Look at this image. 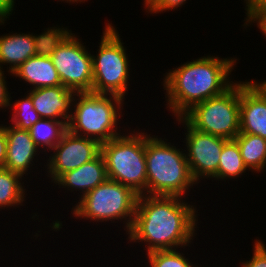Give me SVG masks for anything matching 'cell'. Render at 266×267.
<instances>
[{
  "label": "cell",
  "mask_w": 266,
  "mask_h": 267,
  "mask_svg": "<svg viewBox=\"0 0 266 267\" xmlns=\"http://www.w3.org/2000/svg\"><path fill=\"white\" fill-rule=\"evenodd\" d=\"M196 208L177 196L139 195L127 243L144 244L146 254L190 247L198 232Z\"/></svg>",
  "instance_id": "obj_1"
},
{
  "label": "cell",
  "mask_w": 266,
  "mask_h": 267,
  "mask_svg": "<svg viewBox=\"0 0 266 267\" xmlns=\"http://www.w3.org/2000/svg\"><path fill=\"white\" fill-rule=\"evenodd\" d=\"M238 59L207 55L168 70L162 81L166 109L182 117L195 104L223 94L235 83L230 75Z\"/></svg>",
  "instance_id": "obj_2"
},
{
  "label": "cell",
  "mask_w": 266,
  "mask_h": 267,
  "mask_svg": "<svg viewBox=\"0 0 266 267\" xmlns=\"http://www.w3.org/2000/svg\"><path fill=\"white\" fill-rule=\"evenodd\" d=\"M145 133L147 195L185 197L198 185L193 179L184 148H177L166 137Z\"/></svg>",
  "instance_id": "obj_3"
},
{
  "label": "cell",
  "mask_w": 266,
  "mask_h": 267,
  "mask_svg": "<svg viewBox=\"0 0 266 267\" xmlns=\"http://www.w3.org/2000/svg\"><path fill=\"white\" fill-rule=\"evenodd\" d=\"M124 104V99L116 95L76 92L67 130L100 144L107 142L123 134L118 121L123 117Z\"/></svg>",
  "instance_id": "obj_4"
},
{
  "label": "cell",
  "mask_w": 266,
  "mask_h": 267,
  "mask_svg": "<svg viewBox=\"0 0 266 267\" xmlns=\"http://www.w3.org/2000/svg\"><path fill=\"white\" fill-rule=\"evenodd\" d=\"M100 153L108 179L131 188L138 195H147L145 132L138 129L128 133L127 130L124 134L102 143Z\"/></svg>",
  "instance_id": "obj_5"
},
{
  "label": "cell",
  "mask_w": 266,
  "mask_h": 267,
  "mask_svg": "<svg viewBox=\"0 0 266 267\" xmlns=\"http://www.w3.org/2000/svg\"><path fill=\"white\" fill-rule=\"evenodd\" d=\"M131 188L111 179H106L96 188L77 200L71 209L72 217L97 223L120 221L128 233L134 219L138 199Z\"/></svg>",
  "instance_id": "obj_6"
},
{
  "label": "cell",
  "mask_w": 266,
  "mask_h": 267,
  "mask_svg": "<svg viewBox=\"0 0 266 267\" xmlns=\"http://www.w3.org/2000/svg\"><path fill=\"white\" fill-rule=\"evenodd\" d=\"M97 54H92V92L116 95L125 99L130 81L127 49L112 23L104 25ZM128 55V56H127ZM129 80V81H128Z\"/></svg>",
  "instance_id": "obj_7"
},
{
  "label": "cell",
  "mask_w": 266,
  "mask_h": 267,
  "mask_svg": "<svg viewBox=\"0 0 266 267\" xmlns=\"http://www.w3.org/2000/svg\"><path fill=\"white\" fill-rule=\"evenodd\" d=\"M182 117L198 131L235 139L240 133L239 81L223 94L195 104Z\"/></svg>",
  "instance_id": "obj_8"
},
{
  "label": "cell",
  "mask_w": 266,
  "mask_h": 267,
  "mask_svg": "<svg viewBox=\"0 0 266 267\" xmlns=\"http://www.w3.org/2000/svg\"><path fill=\"white\" fill-rule=\"evenodd\" d=\"M78 37L71 33L50 58L63 86L75 92H92V54Z\"/></svg>",
  "instance_id": "obj_9"
},
{
  "label": "cell",
  "mask_w": 266,
  "mask_h": 267,
  "mask_svg": "<svg viewBox=\"0 0 266 267\" xmlns=\"http://www.w3.org/2000/svg\"><path fill=\"white\" fill-rule=\"evenodd\" d=\"M176 123L185 130V156L190 172L197 184L211 179L218 171L221 151L227 139L194 129L183 117H176Z\"/></svg>",
  "instance_id": "obj_10"
},
{
  "label": "cell",
  "mask_w": 266,
  "mask_h": 267,
  "mask_svg": "<svg viewBox=\"0 0 266 267\" xmlns=\"http://www.w3.org/2000/svg\"><path fill=\"white\" fill-rule=\"evenodd\" d=\"M101 144L92 138L82 137L67 130L50 151L45 170L54 182L65 172L74 170L94 159L100 153ZM52 152V154H51Z\"/></svg>",
  "instance_id": "obj_11"
},
{
  "label": "cell",
  "mask_w": 266,
  "mask_h": 267,
  "mask_svg": "<svg viewBox=\"0 0 266 267\" xmlns=\"http://www.w3.org/2000/svg\"><path fill=\"white\" fill-rule=\"evenodd\" d=\"M240 133L266 140V92L255 81H239Z\"/></svg>",
  "instance_id": "obj_12"
},
{
  "label": "cell",
  "mask_w": 266,
  "mask_h": 267,
  "mask_svg": "<svg viewBox=\"0 0 266 267\" xmlns=\"http://www.w3.org/2000/svg\"><path fill=\"white\" fill-rule=\"evenodd\" d=\"M5 133L7 137V157L4 168L24 178V176L30 174L31 167L36 166L38 155L43 153L39 151L40 148L33 141L30 131L18 129L8 124V126L5 125Z\"/></svg>",
  "instance_id": "obj_13"
},
{
  "label": "cell",
  "mask_w": 266,
  "mask_h": 267,
  "mask_svg": "<svg viewBox=\"0 0 266 267\" xmlns=\"http://www.w3.org/2000/svg\"><path fill=\"white\" fill-rule=\"evenodd\" d=\"M26 93L31 97L34 109L41 118L69 121L75 91L59 85L28 90Z\"/></svg>",
  "instance_id": "obj_14"
},
{
  "label": "cell",
  "mask_w": 266,
  "mask_h": 267,
  "mask_svg": "<svg viewBox=\"0 0 266 267\" xmlns=\"http://www.w3.org/2000/svg\"><path fill=\"white\" fill-rule=\"evenodd\" d=\"M108 179L103 156L99 153L82 166L65 172L54 183L70 192L79 191V199Z\"/></svg>",
  "instance_id": "obj_15"
},
{
  "label": "cell",
  "mask_w": 266,
  "mask_h": 267,
  "mask_svg": "<svg viewBox=\"0 0 266 267\" xmlns=\"http://www.w3.org/2000/svg\"><path fill=\"white\" fill-rule=\"evenodd\" d=\"M33 32L0 35V68L11 74L28 58L35 56Z\"/></svg>",
  "instance_id": "obj_16"
},
{
  "label": "cell",
  "mask_w": 266,
  "mask_h": 267,
  "mask_svg": "<svg viewBox=\"0 0 266 267\" xmlns=\"http://www.w3.org/2000/svg\"><path fill=\"white\" fill-rule=\"evenodd\" d=\"M12 75L31 85L30 90L62 85L58 71L48 56L35 55L28 58Z\"/></svg>",
  "instance_id": "obj_17"
},
{
  "label": "cell",
  "mask_w": 266,
  "mask_h": 267,
  "mask_svg": "<svg viewBox=\"0 0 266 267\" xmlns=\"http://www.w3.org/2000/svg\"><path fill=\"white\" fill-rule=\"evenodd\" d=\"M240 149L241 157L249 171H266V140L258 135L238 134L234 139ZM265 169V170H264Z\"/></svg>",
  "instance_id": "obj_18"
},
{
  "label": "cell",
  "mask_w": 266,
  "mask_h": 267,
  "mask_svg": "<svg viewBox=\"0 0 266 267\" xmlns=\"http://www.w3.org/2000/svg\"><path fill=\"white\" fill-rule=\"evenodd\" d=\"M26 179L21 175L14 173L8 169L0 168V211L13 206L16 209L24 206L26 188L24 182Z\"/></svg>",
  "instance_id": "obj_19"
},
{
  "label": "cell",
  "mask_w": 266,
  "mask_h": 267,
  "mask_svg": "<svg viewBox=\"0 0 266 267\" xmlns=\"http://www.w3.org/2000/svg\"><path fill=\"white\" fill-rule=\"evenodd\" d=\"M249 171L244 164L243 158L237 142L234 139L227 140L221 151L218 164V171L212 177L213 180L225 181L227 179H237ZM226 179V180H225Z\"/></svg>",
  "instance_id": "obj_20"
},
{
  "label": "cell",
  "mask_w": 266,
  "mask_h": 267,
  "mask_svg": "<svg viewBox=\"0 0 266 267\" xmlns=\"http://www.w3.org/2000/svg\"><path fill=\"white\" fill-rule=\"evenodd\" d=\"M67 124L68 122L41 118L29 131L40 151L47 155L67 131Z\"/></svg>",
  "instance_id": "obj_21"
},
{
  "label": "cell",
  "mask_w": 266,
  "mask_h": 267,
  "mask_svg": "<svg viewBox=\"0 0 266 267\" xmlns=\"http://www.w3.org/2000/svg\"><path fill=\"white\" fill-rule=\"evenodd\" d=\"M9 102V109L11 108L12 117L10 122L12 126L22 130H30L32 125L41 119L38 112L34 109L31 97L26 94L23 98L21 97L14 102Z\"/></svg>",
  "instance_id": "obj_22"
},
{
  "label": "cell",
  "mask_w": 266,
  "mask_h": 267,
  "mask_svg": "<svg viewBox=\"0 0 266 267\" xmlns=\"http://www.w3.org/2000/svg\"><path fill=\"white\" fill-rule=\"evenodd\" d=\"M72 33L66 27H60L58 24L56 27L45 28L41 34H34V48L36 56H48L50 57L58 46Z\"/></svg>",
  "instance_id": "obj_23"
},
{
  "label": "cell",
  "mask_w": 266,
  "mask_h": 267,
  "mask_svg": "<svg viewBox=\"0 0 266 267\" xmlns=\"http://www.w3.org/2000/svg\"><path fill=\"white\" fill-rule=\"evenodd\" d=\"M181 248L171 250H158L145 255L149 267H199L196 263L193 265L189 258H186L185 252ZM202 267V265L200 266Z\"/></svg>",
  "instance_id": "obj_24"
},
{
  "label": "cell",
  "mask_w": 266,
  "mask_h": 267,
  "mask_svg": "<svg viewBox=\"0 0 266 267\" xmlns=\"http://www.w3.org/2000/svg\"><path fill=\"white\" fill-rule=\"evenodd\" d=\"M187 0H148L144 5L146 13L156 15L158 13L168 12L169 10H177L178 7L185 5ZM164 11V12H163Z\"/></svg>",
  "instance_id": "obj_25"
},
{
  "label": "cell",
  "mask_w": 266,
  "mask_h": 267,
  "mask_svg": "<svg viewBox=\"0 0 266 267\" xmlns=\"http://www.w3.org/2000/svg\"><path fill=\"white\" fill-rule=\"evenodd\" d=\"M253 255L248 261H243L239 266L241 267H266V244L264 241L256 240L253 244Z\"/></svg>",
  "instance_id": "obj_26"
},
{
  "label": "cell",
  "mask_w": 266,
  "mask_h": 267,
  "mask_svg": "<svg viewBox=\"0 0 266 267\" xmlns=\"http://www.w3.org/2000/svg\"><path fill=\"white\" fill-rule=\"evenodd\" d=\"M246 17L243 27L246 25L259 13L266 12V0H244Z\"/></svg>",
  "instance_id": "obj_27"
},
{
  "label": "cell",
  "mask_w": 266,
  "mask_h": 267,
  "mask_svg": "<svg viewBox=\"0 0 266 267\" xmlns=\"http://www.w3.org/2000/svg\"><path fill=\"white\" fill-rule=\"evenodd\" d=\"M5 71L0 68V110L9 109L10 91L6 82Z\"/></svg>",
  "instance_id": "obj_28"
},
{
  "label": "cell",
  "mask_w": 266,
  "mask_h": 267,
  "mask_svg": "<svg viewBox=\"0 0 266 267\" xmlns=\"http://www.w3.org/2000/svg\"><path fill=\"white\" fill-rule=\"evenodd\" d=\"M15 7V0H0V25L4 26L7 18L12 16Z\"/></svg>",
  "instance_id": "obj_29"
},
{
  "label": "cell",
  "mask_w": 266,
  "mask_h": 267,
  "mask_svg": "<svg viewBox=\"0 0 266 267\" xmlns=\"http://www.w3.org/2000/svg\"><path fill=\"white\" fill-rule=\"evenodd\" d=\"M7 157V137L5 133V125L0 124V168H4Z\"/></svg>",
  "instance_id": "obj_30"
},
{
  "label": "cell",
  "mask_w": 266,
  "mask_h": 267,
  "mask_svg": "<svg viewBox=\"0 0 266 267\" xmlns=\"http://www.w3.org/2000/svg\"><path fill=\"white\" fill-rule=\"evenodd\" d=\"M250 25L257 26V28L260 29L259 31L266 37V12L257 14L244 28H247Z\"/></svg>",
  "instance_id": "obj_31"
},
{
  "label": "cell",
  "mask_w": 266,
  "mask_h": 267,
  "mask_svg": "<svg viewBox=\"0 0 266 267\" xmlns=\"http://www.w3.org/2000/svg\"><path fill=\"white\" fill-rule=\"evenodd\" d=\"M58 1H61V2L62 1L64 2L65 1L66 3H69V4H71V3L72 4H74V3L75 4L76 3H80L81 4V3L87 2L88 0H58Z\"/></svg>",
  "instance_id": "obj_32"
},
{
  "label": "cell",
  "mask_w": 266,
  "mask_h": 267,
  "mask_svg": "<svg viewBox=\"0 0 266 267\" xmlns=\"http://www.w3.org/2000/svg\"><path fill=\"white\" fill-rule=\"evenodd\" d=\"M257 80L256 82L264 89V91L266 92V80H263L262 82Z\"/></svg>",
  "instance_id": "obj_33"
}]
</instances>
